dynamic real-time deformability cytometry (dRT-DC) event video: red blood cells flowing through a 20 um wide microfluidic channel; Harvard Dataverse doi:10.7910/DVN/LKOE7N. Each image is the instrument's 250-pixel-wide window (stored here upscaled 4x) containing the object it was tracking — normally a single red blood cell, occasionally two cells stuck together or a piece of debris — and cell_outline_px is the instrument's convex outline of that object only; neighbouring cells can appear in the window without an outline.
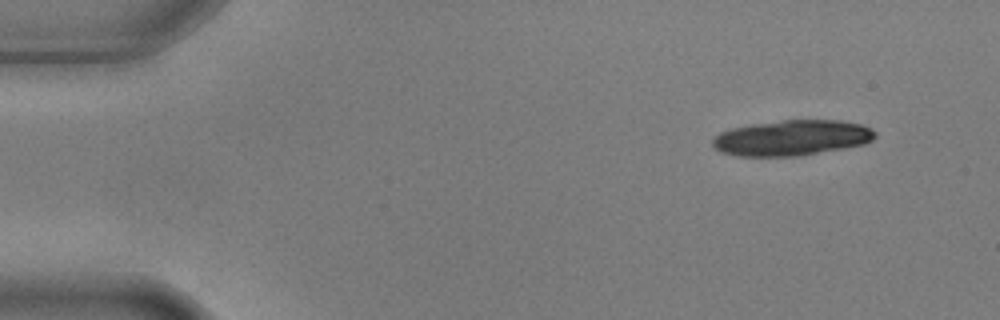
{"species": "common noctule bat (a hibernating species)", "species_latin": "Nyctalus noctula", "temperature_condition": "warm", "stored_images_in_passage": 5, "camera_frame_rate_fps": 3000, "um_per_image_px": 0.085, "animal": {"sex": "male", "body_mass_g": 17.9, "forearm_length_mm": 54.2}, "frame": {"image": 1, "passage_image": 1, "time_ms": 0.0, "image_size_px": [1000, 320], "cell_outline_px": [[876, 136], [872, 140], [864, 144], [844, 148], [796, 156], [736, 156], [720, 152], [712, 144], [712, 140], [720, 132], [732, 128], [752, 124], [784, 120], [840, 120], [860, 124], [872, 128], [876, 132]], "centroid_in_image_um": [67.31, 11.71], "position_along_channel_um": 17.7, "area_um2": 33.58}}
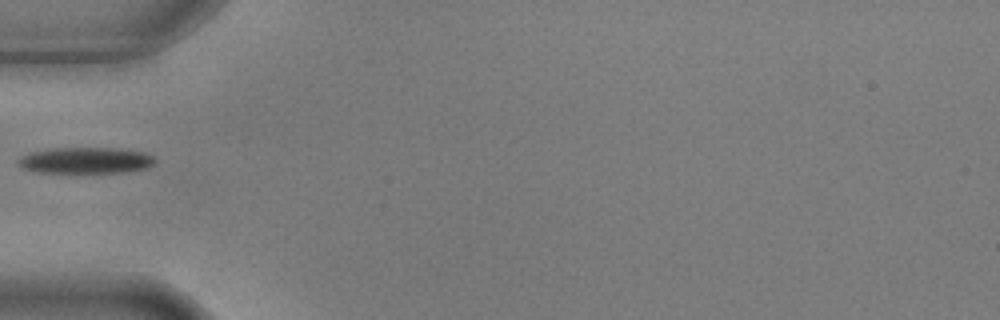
{"frame": {"image": 2, "passage_image": 4, "time_ms": 1.0, "image_size_px": [1000, 320], "cell_outline_px": [[156, 164], [144, 168], [124, 172], [68, 176], [36, 172], [24, 168], [16, 164], [16, 160], [20, 156], [32, 152], [48, 148], [116, 148], [144, 152], [152, 156], [156, 160]], "centroid_in_image_um": [7.21, 13.69], "position_along_channel_um": 77.8, "area_um2": 22.14}}
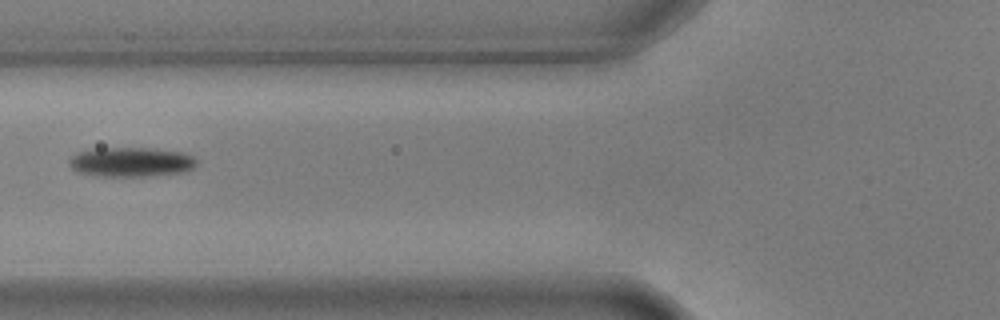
{"frame": {"image": 3, "passage_image": 5, "time_ms": 1.333, "image_size_px": [1000, 320], "cell_outline_px": [[196, 164], [192, 168], [184, 172], [144, 176], [104, 176], [80, 172], [72, 168], [68, 164], [68, 160], [76, 152], [96, 148], [152, 148], [184, 152], [192, 156], [196, 160]], "centroid_in_image_um": [11.14, 13.75], "position_along_channel_um": 114.7, "area_um2": 21.85}}